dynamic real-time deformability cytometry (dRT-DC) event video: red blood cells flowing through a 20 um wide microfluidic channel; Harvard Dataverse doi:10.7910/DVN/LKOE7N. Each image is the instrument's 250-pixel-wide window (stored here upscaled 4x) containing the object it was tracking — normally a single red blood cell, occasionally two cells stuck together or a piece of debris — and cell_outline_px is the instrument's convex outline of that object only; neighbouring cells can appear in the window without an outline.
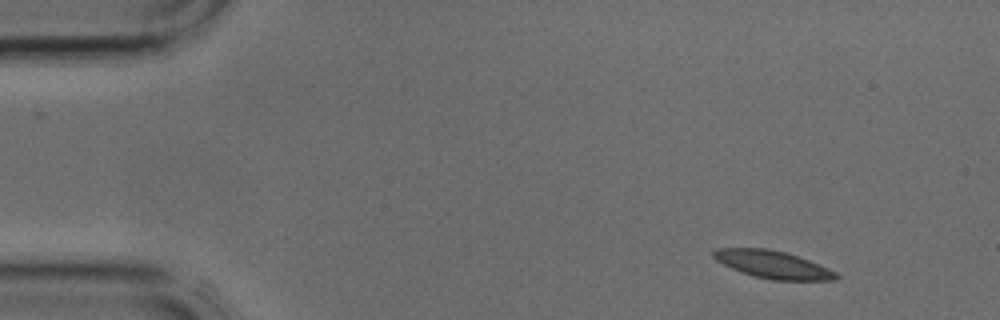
{"species": "common noctule bat (a hibernating species)", "species_latin": "Nyctalus noctula", "temperature_condition": "cold", "stored_images_in_passage": 3, "camera_frame_rate_fps": 3000, "um_per_image_px": 0.085, "animal": {"sex": "male", "body_mass_g": 17.9, "forearm_length_mm": 54.2}, "frame": {"image": 1, "passage_image": 1, "time_ms": 0.0, "image_size_px": [1000, 320], "cell_outline_px": [[840, 276], [836, 280], [772, 280], [756, 276], [732, 268], [716, 260], [712, 256], [712, 252], [716, 248], [768, 248], [784, 252], [808, 260], [828, 268], [836, 272]], "centroid_in_image_um": [65.69, 22.48], "position_along_channel_um": 19.3, "area_um2": 19.42}}
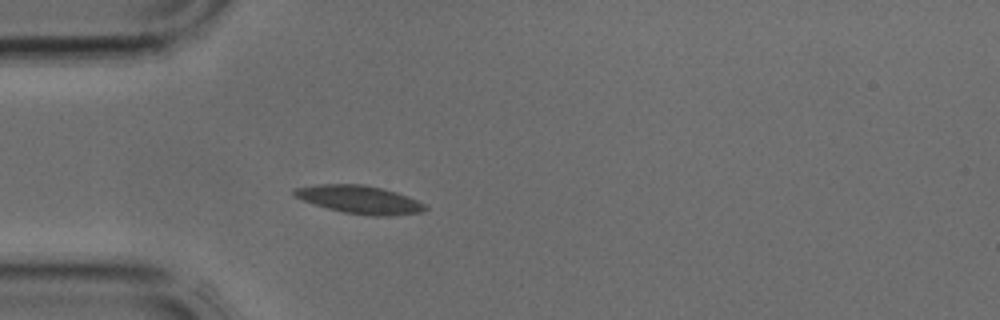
{"frame": {"image": 2, "passage_image": 3, "time_ms": 0.667, "image_size_px": [1000, 320], "cell_outline_px": [[428, 208], [424, 212], [388, 216], [372, 216], [344, 212], [328, 208], [304, 200], [296, 196], [292, 192], [292, 188], [320, 184], [360, 184], [380, 188], [396, 192], [416, 200], [424, 204]], "centroid_in_image_um": [30.58, 16.96], "position_along_channel_um": 54.4, "area_um2": 21.1}}